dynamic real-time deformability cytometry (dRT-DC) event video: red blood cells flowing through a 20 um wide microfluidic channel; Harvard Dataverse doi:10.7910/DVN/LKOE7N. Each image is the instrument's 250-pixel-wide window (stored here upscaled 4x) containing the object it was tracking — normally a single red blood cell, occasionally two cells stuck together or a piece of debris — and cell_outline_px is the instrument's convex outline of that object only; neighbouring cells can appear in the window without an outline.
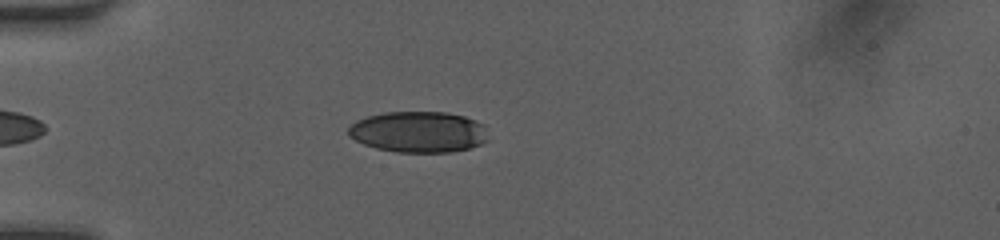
{"species": "human", "species_latin": "Homo sapiens", "temperature_condition": "room temperature", "stored_images_in_passage": 34, "camera_frame_rate_fps": 3000, "um_per_image_px": 0.085, "donor": {"sex": "female"}, "frame": {"image": 1, "passage_image": 2, "time_ms": 0.333, "image_size_px": [1000, 240], "cell_outline_px": [[488, 140], [480, 144], [468, 148], [452, 152], [396, 152], [376, 148], [364, 144], [348, 136], [348, 128], [356, 120], [368, 116], [384, 112], [448, 112], [464, 116], [476, 120], [484, 124]], "centroid_in_image_um": [35.58, 11.21], "position_along_channel_um": 49.4, "area_um2": 33.58}}
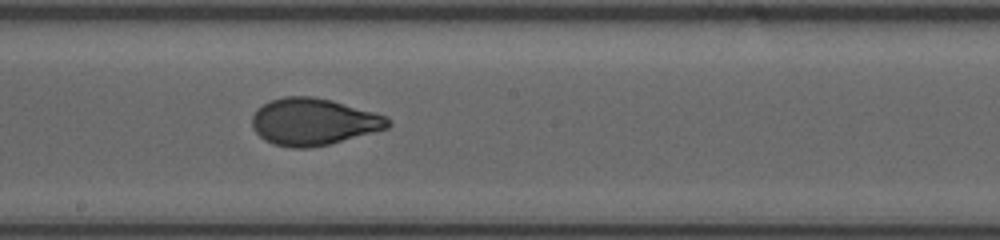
{"frame": {"image": 2, "passage_image": 16, "time_ms": 5.0, "image_size_px": [1000, 240], "cell_outline_px": [[392, 124], [388, 128], [328, 144], [312, 148], [292, 148], [272, 144], [264, 140], [252, 128], [252, 116], [256, 108], [272, 100], [284, 96], [312, 96], [332, 100], [388, 116], [392, 120]], "centroid_in_image_um": [26.64, 10.35], "position_along_channel_um": 221.6, "area_um2": 37.34}}
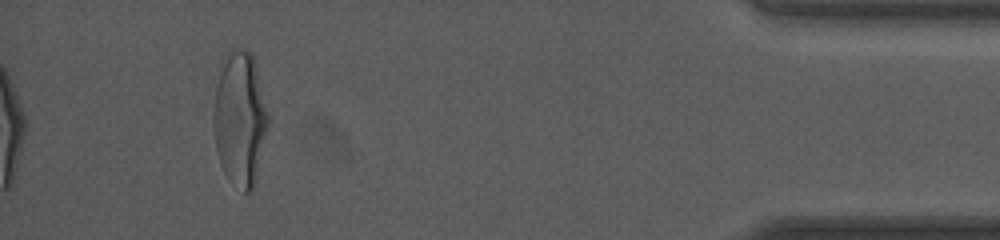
{"frame": {"image": 3, "passage_image": 34, "time_ms": 11.0, "image_size_px": [1000, 240], "cell_outline_px": [[268, 128], [256, 180], [252, 188], [248, 192], [244, 192], [228, 180], [224, 172], [216, 148], [212, 124], [212, 112], [216, 84], [228, 48], [232, 48], [252, 52], [268, 116]], "centroid_in_image_um": [20.37, 10.1], "position_along_channel_um": 414.8, "area_um2": 42.6}, "authors_computed_cell_mechanics": {"area_um2": 36.703, "velocity_mm_per_s": 4.1628, "shape_relaxation_time_tau1_ms": 4.4047, "shape_relaxation_time_tau2_ms": 0.6659, "deformation_change_tau1": 0.2092, "deformation_change_tau2": 0.0618}}